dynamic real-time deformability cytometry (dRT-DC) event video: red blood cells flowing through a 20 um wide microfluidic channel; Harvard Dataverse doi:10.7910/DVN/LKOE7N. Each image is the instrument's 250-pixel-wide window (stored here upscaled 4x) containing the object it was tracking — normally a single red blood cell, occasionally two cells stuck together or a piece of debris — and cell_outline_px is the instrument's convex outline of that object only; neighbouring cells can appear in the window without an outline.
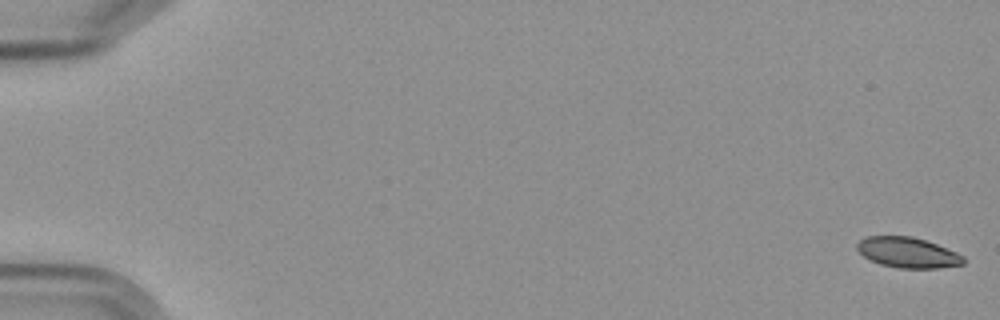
{"species": "Egyptian fruit bat (a non-hibernating species)", "species_latin": "Rousettus aegyptiacus", "temperature_condition": "cold", "stored_images_in_passage": 7, "camera_frame_rate_fps": 3000, "um_per_image_px": 0.085, "frame": {"image": 1, "passage_image": 1, "time_ms": 0.0, "image_size_px": [1000, 320], "cell_outline_px": [[964, 264], [940, 268], [900, 268], [880, 264], [864, 256], [856, 248], [856, 244], [864, 236], [912, 236], [936, 244], [956, 252], [964, 256]], "centroid_in_image_um": [77.15, 21.46], "position_along_channel_um": 7.8, "area_um2": 18.79}}
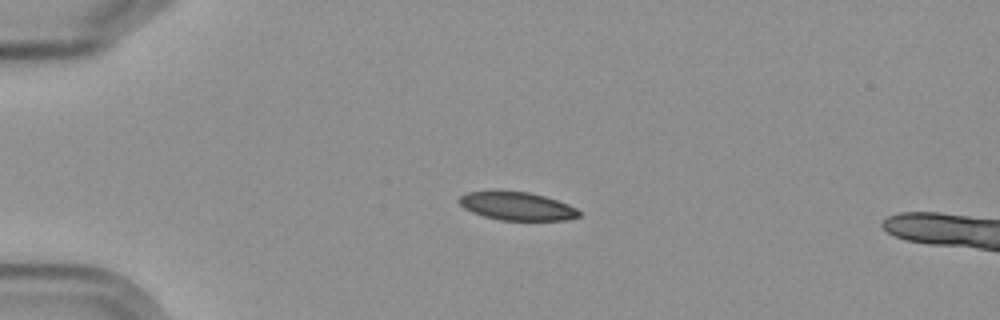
{"frame": {"image": 2, "passage_image": 5, "time_ms": 4.667, "image_size_px": [1000, 320], "cell_outline_px": [[580, 216], [564, 220], [500, 220], [484, 216], [472, 212], [464, 208], [456, 200], [460, 196], [468, 192], [528, 192], [544, 196], [568, 204], [576, 208], [580, 212]], "centroid_in_image_um": [43.94, 17.54], "position_along_channel_um": 41.1, "area_um2": 19.36}}